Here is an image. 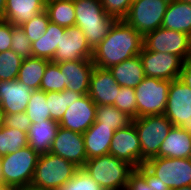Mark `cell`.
<instances>
[{
    "instance_id": "9",
    "label": "cell",
    "mask_w": 191,
    "mask_h": 190,
    "mask_svg": "<svg viewBox=\"0 0 191 190\" xmlns=\"http://www.w3.org/2000/svg\"><path fill=\"white\" fill-rule=\"evenodd\" d=\"M144 166L171 190L191 185V158L152 157Z\"/></svg>"
},
{
    "instance_id": "8",
    "label": "cell",
    "mask_w": 191,
    "mask_h": 190,
    "mask_svg": "<svg viewBox=\"0 0 191 190\" xmlns=\"http://www.w3.org/2000/svg\"><path fill=\"white\" fill-rule=\"evenodd\" d=\"M170 0H133L123 19L143 37L163 23Z\"/></svg>"
},
{
    "instance_id": "32",
    "label": "cell",
    "mask_w": 191,
    "mask_h": 190,
    "mask_svg": "<svg viewBox=\"0 0 191 190\" xmlns=\"http://www.w3.org/2000/svg\"><path fill=\"white\" fill-rule=\"evenodd\" d=\"M25 113L28 115L31 124L51 120L49 107L46 102V92L40 89L33 90Z\"/></svg>"
},
{
    "instance_id": "30",
    "label": "cell",
    "mask_w": 191,
    "mask_h": 190,
    "mask_svg": "<svg viewBox=\"0 0 191 190\" xmlns=\"http://www.w3.org/2000/svg\"><path fill=\"white\" fill-rule=\"evenodd\" d=\"M83 95L65 89L61 92H46V102L49 107L51 120L59 122L65 111L73 101L79 100Z\"/></svg>"
},
{
    "instance_id": "38",
    "label": "cell",
    "mask_w": 191,
    "mask_h": 190,
    "mask_svg": "<svg viewBox=\"0 0 191 190\" xmlns=\"http://www.w3.org/2000/svg\"><path fill=\"white\" fill-rule=\"evenodd\" d=\"M57 190H104L82 168L64 186Z\"/></svg>"
},
{
    "instance_id": "35",
    "label": "cell",
    "mask_w": 191,
    "mask_h": 190,
    "mask_svg": "<svg viewBox=\"0 0 191 190\" xmlns=\"http://www.w3.org/2000/svg\"><path fill=\"white\" fill-rule=\"evenodd\" d=\"M50 19L46 10L38 13L20 27L25 31L31 43L38 41L46 32Z\"/></svg>"
},
{
    "instance_id": "29",
    "label": "cell",
    "mask_w": 191,
    "mask_h": 190,
    "mask_svg": "<svg viewBox=\"0 0 191 190\" xmlns=\"http://www.w3.org/2000/svg\"><path fill=\"white\" fill-rule=\"evenodd\" d=\"M132 123V118L113 105H97L95 123L92 126L111 127L114 131Z\"/></svg>"
},
{
    "instance_id": "34",
    "label": "cell",
    "mask_w": 191,
    "mask_h": 190,
    "mask_svg": "<svg viewBox=\"0 0 191 190\" xmlns=\"http://www.w3.org/2000/svg\"><path fill=\"white\" fill-rule=\"evenodd\" d=\"M23 58L9 49L0 53V81L15 80L18 77L19 69Z\"/></svg>"
},
{
    "instance_id": "17",
    "label": "cell",
    "mask_w": 191,
    "mask_h": 190,
    "mask_svg": "<svg viewBox=\"0 0 191 190\" xmlns=\"http://www.w3.org/2000/svg\"><path fill=\"white\" fill-rule=\"evenodd\" d=\"M120 87L108 69L94 66L87 95L96 105H113Z\"/></svg>"
},
{
    "instance_id": "18",
    "label": "cell",
    "mask_w": 191,
    "mask_h": 190,
    "mask_svg": "<svg viewBox=\"0 0 191 190\" xmlns=\"http://www.w3.org/2000/svg\"><path fill=\"white\" fill-rule=\"evenodd\" d=\"M94 66L92 60L59 62L66 89L87 95Z\"/></svg>"
},
{
    "instance_id": "40",
    "label": "cell",
    "mask_w": 191,
    "mask_h": 190,
    "mask_svg": "<svg viewBox=\"0 0 191 190\" xmlns=\"http://www.w3.org/2000/svg\"><path fill=\"white\" fill-rule=\"evenodd\" d=\"M4 126L27 132L31 126L28 115L24 112L5 115Z\"/></svg>"
},
{
    "instance_id": "49",
    "label": "cell",
    "mask_w": 191,
    "mask_h": 190,
    "mask_svg": "<svg viewBox=\"0 0 191 190\" xmlns=\"http://www.w3.org/2000/svg\"><path fill=\"white\" fill-rule=\"evenodd\" d=\"M172 190H191V185L183 186V187H180V188H175V189H172Z\"/></svg>"
},
{
    "instance_id": "19",
    "label": "cell",
    "mask_w": 191,
    "mask_h": 190,
    "mask_svg": "<svg viewBox=\"0 0 191 190\" xmlns=\"http://www.w3.org/2000/svg\"><path fill=\"white\" fill-rule=\"evenodd\" d=\"M32 91L29 86L17 79L0 81V105L5 115L24 112Z\"/></svg>"
},
{
    "instance_id": "12",
    "label": "cell",
    "mask_w": 191,
    "mask_h": 190,
    "mask_svg": "<svg viewBox=\"0 0 191 190\" xmlns=\"http://www.w3.org/2000/svg\"><path fill=\"white\" fill-rule=\"evenodd\" d=\"M145 77L176 80L182 71L183 60L174 54L146 50L139 54Z\"/></svg>"
},
{
    "instance_id": "48",
    "label": "cell",
    "mask_w": 191,
    "mask_h": 190,
    "mask_svg": "<svg viewBox=\"0 0 191 190\" xmlns=\"http://www.w3.org/2000/svg\"><path fill=\"white\" fill-rule=\"evenodd\" d=\"M18 190H46V189H41V188L34 187L32 185H28L23 188H19Z\"/></svg>"
},
{
    "instance_id": "47",
    "label": "cell",
    "mask_w": 191,
    "mask_h": 190,
    "mask_svg": "<svg viewBox=\"0 0 191 190\" xmlns=\"http://www.w3.org/2000/svg\"><path fill=\"white\" fill-rule=\"evenodd\" d=\"M0 190H18L13 186H9L7 184H0Z\"/></svg>"
},
{
    "instance_id": "1",
    "label": "cell",
    "mask_w": 191,
    "mask_h": 190,
    "mask_svg": "<svg viewBox=\"0 0 191 190\" xmlns=\"http://www.w3.org/2000/svg\"><path fill=\"white\" fill-rule=\"evenodd\" d=\"M143 36L124 20H116L108 35L93 49L92 61L96 67L109 69L140 54Z\"/></svg>"
},
{
    "instance_id": "41",
    "label": "cell",
    "mask_w": 191,
    "mask_h": 190,
    "mask_svg": "<svg viewBox=\"0 0 191 190\" xmlns=\"http://www.w3.org/2000/svg\"><path fill=\"white\" fill-rule=\"evenodd\" d=\"M12 24L6 20H0V53L11 49Z\"/></svg>"
},
{
    "instance_id": "7",
    "label": "cell",
    "mask_w": 191,
    "mask_h": 190,
    "mask_svg": "<svg viewBox=\"0 0 191 190\" xmlns=\"http://www.w3.org/2000/svg\"><path fill=\"white\" fill-rule=\"evenodd\" d=\"M171 81L145 77L136 86L137 118L162 115L165 112Z\"/></svg>"
},
{
    "instance_id": "39",
    "label": "cell",
    "mask_w": 191,
    "mask_h": 190,
    "mask_svg": "<svg viewBox=\"0 0 191 190\" xmlns=\"http://www.w3.org/2000/svg\"><path fill=\"white\" fill-rule=\"evenodd\" d=\"M133 0H100L103 8L109 16L116 20H123L131 6Z\"/></svg>"
},
{
    "instance_id": "24",
    "label": "cell",
    "mask_w": 191,
    "mask_h": 190,
    "mask_svg": "<svg viewBox=\"0 0 191 190\" xmlns=\"http://www.w3.org/2000/svg\"><path fill=\"white\" fill-rule=\"evenodd\" d=\"M114 130L106 126H91L82 135L87 159L109 154Z\"/></svg>"
},
{
    "instance_id": "26",
    "label": "cell",
    "mask_w": 191,
    "mask_h": 190,
    "mask_svg": "<svg viewBox=\"0 0 191 190\" xmlns=\"http://www.w3.org/2000/svg\"><path fill=\"white\" fill-rule=\"evenodd\" d=\"M65 27L50 22L44 35L32 43V56L52 61Z\"/></svg>"
},
{
    "instance_id": "23",
    "label": "cell",
    "mask_w": 191,
    "mask_h": 190,
    "mask_svg": "<svg viewBox=\"0 0 191 190\" xmlns=\"http://www.w3.org/2000/svg\"><path fill=\"white\" fill-rule=\"evenodd\" d=\"M108 70L121 87L135 88L145 78L139 55L113 65Z\"/></svg>"
},
{
    "instance_id": "36",
    "label": "cell",
    "mask_w": 191,
    "mask_h": 190,
    "mask_svg": "<svg viewBox=\"0 0 191 190\" xmlns=\"http://www.w3.org/2000/svg\"><path fill=\"white\" fill-rule=\"evenodd\" d=\"M113 106H115L121 112L127 114L132 119L137 118L135 89L120 87Z\"/></svg>"
},
{
    "instance_id": "14",
    "label": "cell",
    "mask_w": 191,
    "mask_h": 190,
    "mask_svg": "<svg viewBox=\"0 0 191 190\" xmlns=\"http://www.w3.org/2000/svg\"><path fill=\"white\" fill-rule=\"evenodd\" d=\"M93 50L88 45L86 36L77 26L67 27L61 36L52 62L91 60Z\"/></svg>"
},
{
    "instance_id": "50",
    "label": "cell",
    "mask_w": 191,
    "mask_h": 190,
    "mask_svg": "<svg viewBox=\"0 0 191 190\" xmlns=\"http://www.w3.org/2000/svg\"><path fill=\"white\" fill-rule=\"evenodd\" d=\"M0 184H2V170H1V165H0Z\"/></svg>"
},
{
    "instance_id": "21",
    "label": "cell",
    "mask_w": 191,
    "mask_h": 190,
    "mask_svg": "<svg viewBox=\"0 0 191 190\" xmlns=\"http://www.w3.org/2000/svg\"><path fill=\"white\" fill-rule=\"evenodd\" d=\"M155 157L191 158V134L173 126Z\"/></svg>"
},
{
    "instance_id": "25",
    "label": "cell",
    "mask_w": 191,
    "mask_h": 190,
    "mask_svg": "<svg viewBox=\"0 0 191 190\" xmlns=\"http://www.w3.org/2000/svg\"><path fill=\"white\" fill-rule=\"evenodd\" d=\"M58 129L59 124L54 120L31 124L27 133L28 146L39 154L48 153Z\"/></svg>"
},
{
    "instance_id": "4",
    "label": "cell",
    "mask_w": 191,
    "mask_h": 190,
    "mask_svg": "<svg viewBox=\"0 0 191 190\" xmlns=\"http://www.w3.org/2000/svg\"><path fill=\"white\" fill-rule=\"evenodd\" d=\"M80 168L51 152L40 154L31 185L46 190H57L71 180Z\"/></svg>"
},
{
    "instance_id": "15",
    "label": "cell",
    "mask_w": 191,
    "mask_h": 190,
    "mask_svg": "<svg viewBox=\"0 0 191 190\" xmlns=\"http://www.w3.org/2000/svg\"><path fill=\"white\" fill-rule=\"evenodd\" d=\"M49 152L74 163L79 168H83L87 161L83 135L61 126Z\"/></svg>"
},
{
    "instance_id": "43",
    "label": "cell",
    "mask_w": 191,
    "mask_h": 190,
    "mask_svg": "<svg viewBox=\"0 0 191 190\" xmlns=\"http://www.w3.org/2000/svg\"><path fill=\"white\" fill-rule=\"evenodd\" d=\"M136 170L145 178L148 185H152L154 190H171L167 185H163L159 178L154 176L144 165H140Z\"/></svg>"
},
{
    "instance_id": "28",
    "label": "cell",
    "mask_w": 191,
    "mask_h": 190,
    "mask_svg": "<svg viewBox=\"0 0 191 190\" xmlns=\"http://www.w3.org/2000/svg\"><path fill=\"white\" fill-rule=\"evenodd\" d=\"M45 10L50 22L62 27L75 26V9L73 0H46Z\"/></svg>"
},
{
    "instance_id": "33",
    "label": "cell",
    "mask_w": 191,
    "mask_h": 190,
    "mask_svg": "<svg viewBox=\"0 0 191 190\" xmlns=\"http://www.w3.org/2000/svg\"><path fill=\"white\" fill-rule=\"evenodd\" d=\"M66 89L64 77L59 68V62L50 61L41 80L40 90L44 92H61Z\"/></svg>"
},
{
    "instance_id": "51",
    "label": "cell",
    "mask_w": 191,
    "mask_h": 190,
    "mask_svg": "<svg viewBox=\"0 0 191 190\" xmlns=\"http://www.w3.org/2000/svg\"><path fill=\"white\" fill-rule=\"evenodd\" d=\"M181 1L191 3V0H181Z\"/></svg>"
},
{
    "instance_id": "2",
    "label": "cell",
    "mask_w": 191,
    "mask_h": 190,
    "mask_svg": "<svg viewBox=\"0 0 191 190\" xmlns=\"http://www.w3.org/2000/svg\"><path fill=\"white\" fill-rule=\"evenodd\" d=\"M75 26L86 36L93 50L107 35L116 19L109 16L100 0H73Z\"/></svg>"
},
{
    "instance_id": "27",
    "label": "cell",
    "mask_w": 191,
    "mask_h": 190,
    "mask_svg": "<svg viewBox=\"0 0 191 190\" xmlns=\"http://www.w3.org/2000/svg\"><path fill=\"white\" fill-rule=\"evenodd\" d=\"M49 62L47 59L33 56L23 59L17 80L29 86L32 90L40 89L41 80Z\"/></svg>"
},
{
    "instance_id": "31",
    "label": "cell",
    "mask_w": 191,
    "mask_h": 190,
    "mask_svg": "<svg viewBox=\"0 0 191 190\" xmlns=\"http://www.w3.org/2000/svg\"><path fill=\"white\" fill-rule=\"evenodd\" d=\"M28 146V134L14 128H0V157L15 153L22 147Z\"/></svg>"
},
{
    "instance_id": "3",
    "label": "cell",
    "mask_w": 191,
    "mask_h": 190,
    "mask_svg": "<svg viewBox=\"0 0 191 190\" xmlns=\"http://www.w3.org/2000/svg\"><path fill=\"white\" fill-rule=\"evenodd\" d=\"M104 190H126L135 168L110 154L87 159L82 168Z\"/></svg>"
},
{
    "instance_id": "45",
    "label": "cell",
    "mask_w": 191,
    "mask_h": 190,
    "mask_svg": "<svg viewBox=\"0 0 191 190\" xmlns=\"http://www.w3.org/2000/svg\"><path fill=\"white\" fill-rule=\"evenodd\" d=\"M6 0H0V20L4 19Z\"/></svg>"
},
{
    "instance_id": "10",
    "label": "cell",
    "mask_w": 191,
    "mask_h": 190,
    "mask_svg": "<svg viewBox=\"0 0 191 190\" xmlns=\"http://www.w3.org/2000/svg\"><path fill=\"white\" fill-rule=\"evenodd\" d=\"M143 41L146 50L174 54L183 61L191 54V36L164 27L147 33Z\"/></svg>"
},
{
    "instance_id": "5",
    "label": "cell",
    "mask_w": 191,
    "mask_h": 190,
    "mask_svg": "<svg viewBox=\"0 0 191 190\" xmlns=\"http://www.w3.org/2000/svg\"><path fill=\"white\" fill-rule=\"evenodd\" d=\"M40 154L26 146L0 157L2 183L16 189L31 185Z\"/></svg>"
},
{
    "instance_id": "6",
    "label": "cell",
    "mask_w": 191,
    "mask_h": 190,
    "mask_svg": "<svg viewBox=\"0 0 191 190\" xmlns=\"http://www.w3.org/2000/svg\"><path fill=\"white\" fill-rule=\"evenodd\" d=\"M141 147V155L145 160L159 153L162 142L168 136L173 124L164 115L144 116L132 119Z\"/></svg>"
},
{
    "instance_id": "20",
    "label": "cell",
    "mask_w": 191,
    "mask_h": 190,
    "mask_svg": "<svg viewBox=\"0 0 191 190\" xmlns=\"http://www.w3.org/2000/svg\"><path fill=\"white\" fill-rule=\"evenodd\" d=\"M46 0H6L4 19L21 26L45 10Z\"/></svg>"
},
{
    "instance_id": "44",
    "label": "cell",
    "mask_w": 191,
    "mask_h": 190,
    "mask_svg": "<svg viewBox=\"0 0 191 190\" xmlns=\"http://www.w3.org/2000/svg\"><path fill=\"white\" fill-rule=\"evenodd\" d=\"M179 79L191 89V54L183 61Z\"/></svg>"
},
{
    "instance_id": "13",
    "label": "cell",
    "mask_w": 191,
    "mask_h": 190,
    "mask_svg": "<svg viewBox=\"0 0 191 190\" xmlns=\"http://www.w3.org/2000/svg\"><path fill=\"white\" fill-rule=\"evenodd\" d=\"M109 154L129 163L135 169L144 165L146 160L141 155L139 136L133 123L114 132Z\"/></svg>"
},
{
    "instance_id": "42",
    "label": "cell",
    "mask_w": 191,
    "mask_h": 190,
    "mask_svg": "<svg viewBox=\"0 0 191 190\" xmlns=\"http://www.w3.org/2000/svg\"><path fill=\"white\" fill-rule=\"evenodd\" d=\"M126 190H154L145 178L135 169L129 176Z\"/></svg>"
},
{
    "instance_id": "11",
    "label": "cell",
    "mask_w": 191,
    "mask_h": 190,
    "mask_svg": "<svg viewBox=\"0 0 191 190\" xmlns=\"http://www.w3.org/2000/svg\"><path fill=\"white\" fill-rule=\"evenodd\" d=\"M164 115L191 134V89L179 78L171 81Z\"/></svg>"
},
{
    "instance_id": "37",
    "label": "cell",
    "mask_w": 191,
    "mask_h": 190,
    "mask_svg": "<svg viewBox=\"0 0 191 190\" xmlns=\"http://www.w3.org/2000/svg\"><path fill=\"white\" fill-rule=\"evenodd\" d=\"M11 50L21 58L32 57L31 41L27 38L25 31L20 26L12 24Z\"/></svg>"
},
{
    "instance_id": "22",
    "label": "cell",
    "mask_w": 191,
    "mask_h": 190,
    "mask_svg": "<svg viewBox=\"0 0 191 190\" xmlns=\"http://www.w3.org/2000/svg\"><path fill=\"white\" fill-rule=\"evenodd\" d=\"M161 27L191 36V3L170 0Z\"/></svg>"
},
{
    "instance_id": "16",
    "label": "cell",
    "mask_w": 191,
    "mask_h": 190,
    "mask_svg": "<svg viewBox=\"0 0 191 190\" xmlns=\"http://www.w3.org/2000/svg\"><path fill=\"white\" fill-rule=\"evenodd\" d=\"M97 105L88 95L73 101L58 122L62 128L83 134L94 123Z\"/></svg>"
},
{
    "instance_id": "46",
    "label": "cell",
    "mask_w": 191,
    "mask_h": 190,
    "mask_svg": "<svg viewBox=\"0 0 191 190\" xmlns=\"http://www.w3.org/2000/svg\"><path fill=\"white\" fill-rule=\"evenodd\" d=\"M5 113L0 105V128L4 126Z\"/></svg>"
}]
</instances>
